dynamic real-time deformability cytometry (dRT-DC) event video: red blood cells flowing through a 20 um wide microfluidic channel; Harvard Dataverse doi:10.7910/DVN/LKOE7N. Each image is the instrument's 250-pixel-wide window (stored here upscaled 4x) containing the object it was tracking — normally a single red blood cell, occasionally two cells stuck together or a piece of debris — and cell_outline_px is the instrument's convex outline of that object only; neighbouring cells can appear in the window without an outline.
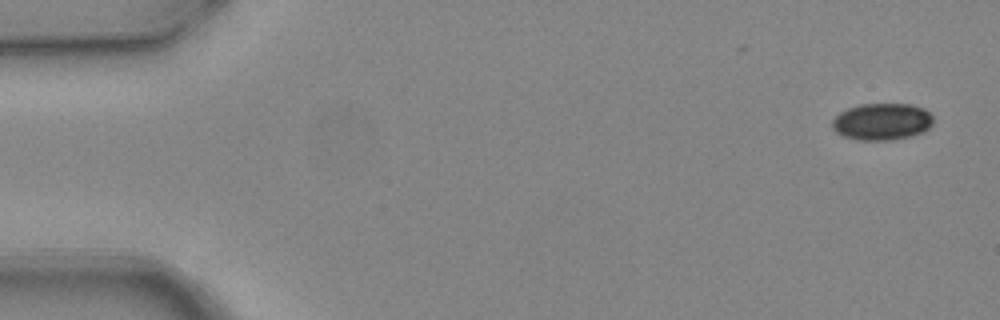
{"species": "common noctule bat (a hibernating species)", "species_latin": "Nyctalus noctula", "temperature_condition": "warm", "stored_images_in_passage": 3, "camera_frame_rate_fps": 3000, "um_per_image_px": 0.085, "animal": {"sex": "female", "body_mass_g": 24.6, "forearm_length_mm": 56.2}, "frame": {"image": 1, "passage_image": 1, "time_ms": 0.0, "image_size_px": [1000, 320], "cell_outline_px": [[932, 124], [924, 132], [912, 136], [892, 140], [856, 140], [844, 136], [836, 132], [832, 128], [832, 120], [840, 112], [848, 108], [860, 104], [912, 104], [924, 108], [932, 116]], "centroid_in_image_um": [74.97, 10.34], "position_along_channel_um": 10.0, "area_um2": 21.85}}